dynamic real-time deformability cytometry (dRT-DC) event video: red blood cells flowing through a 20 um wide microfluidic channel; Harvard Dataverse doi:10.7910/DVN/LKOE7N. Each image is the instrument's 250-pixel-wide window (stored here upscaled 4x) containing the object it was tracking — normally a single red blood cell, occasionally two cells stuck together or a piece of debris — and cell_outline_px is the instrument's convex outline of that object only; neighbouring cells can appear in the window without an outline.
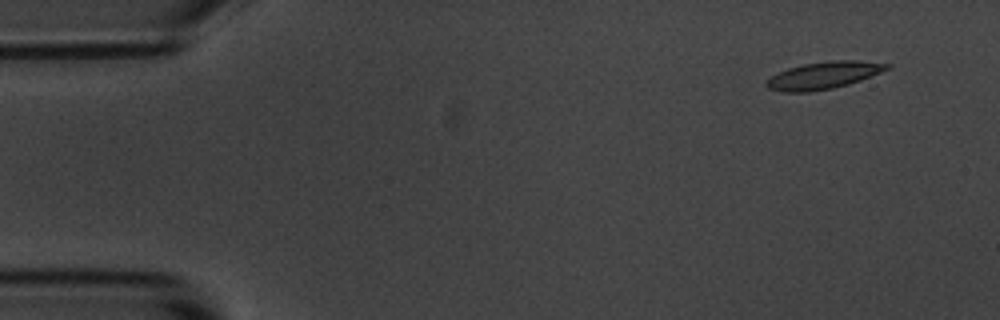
{"species": "common noctule bat (a hibernating species)", "species_latin": "Nyctalus noctula", "temperature_condition": "room temperature", "stored_images_in_passage": 4, "camera_frame_rate_fps": 3000, "um_per_image_px": 0.085, "animal": {"sex": "male", "body_mass_g": 20.1, "forearm_length_mm": 53.5}, "frame": {"image": 1, "passage_image": 1, "time_ms": 0.0, "image_size_px": [1000, 320], "cell_outline_px": [[892, 64], [888, 68], [880, 72], [860, 80], [848, 84], [832, 88], [808, 92], [784, 92], [768, 88], [764, 84], [764, 80], [788, 68], [804, 64], [832, 60], [856, 60]], "centroid_in_image_um": [69.97, 6.4], "position_along_channel_um": 15.0, "area_um2": 18.9}}
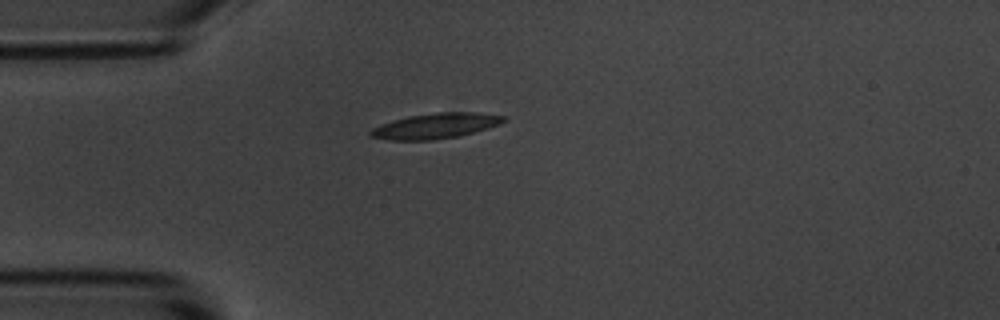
{"frame": {"image": 2, "passage_image": 4, "time_ms": 3.333, "image_size_px": [1000, 320], "cell_outline_px": [[508, 120], [500, 124], [488, 128], [460, 136], [432, 140], [388, 140], [368, 136], [368, 132], [372, 128], [380, 124], [392, 120], [408, 116], [436, 112], [480, 112], [504, 116]], "centroid_in_image_um": [37.01, 10.7], "position_along_channel_um": 48.0, "area_um2": 19.94}}